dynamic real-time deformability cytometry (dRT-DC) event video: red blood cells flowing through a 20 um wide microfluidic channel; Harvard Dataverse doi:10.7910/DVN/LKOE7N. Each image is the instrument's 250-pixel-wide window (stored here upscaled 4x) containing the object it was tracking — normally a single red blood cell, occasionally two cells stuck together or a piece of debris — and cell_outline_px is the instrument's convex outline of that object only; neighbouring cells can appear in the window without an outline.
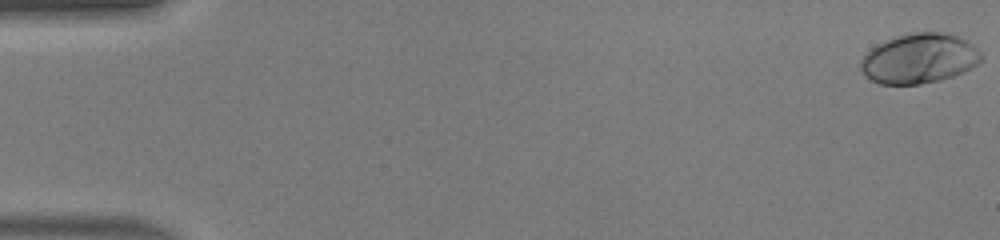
{"species": "human", "species_latin": "Homo sapiens", "temperature_condition": "warm", "stored_images_in_passage": 50, "camera_frame_rate_fps": 3000, "um_per_image_px": 0.085, "donor": {"sex": "male"}, "frame": {"image": 1, "passage_image": 1, "time_ms": 0.0, "image_size_px": [1000, 240], "cell_outline_px": [[980, 60], [976, 64], [964, 72], [940, 80], [920, 84], [880, 84], [864, 76], [860, 68], [860, 60], [876, 44], [896, 36], [916, 32], [940, 32], [956, 36], [972, 44], [980, 52]], "centroid_in_image_um": [78.09, 4.98], "position_along_channel_um": 6.9, "area_um2": 34.74}}
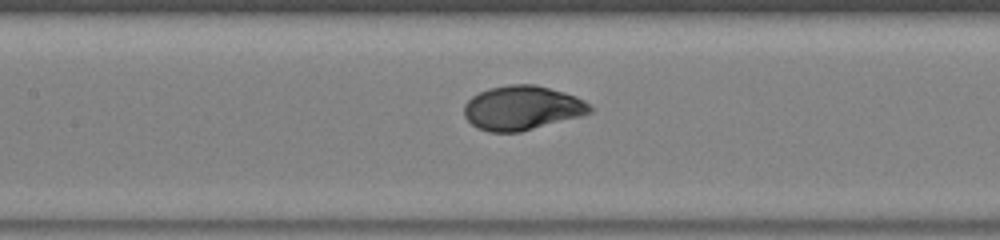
{"frame": {"image": 2, "passage_image": 24, "time_ms": 7.667, "image_size_px": [1000, 240], "cell_outline_px": [[592, 112], [580, 116], [520, 132], [488, 132], [476, 128], [464, 116], [464, 104], [472, 96], [488, 88], [508, 84], [536, 84], [564, 92], [576, 96], [592, 104]], "centroid_in_image_um": [44.37, 9.17], "position_along_channel_um": 163.0, "area_um2": 32.66}}
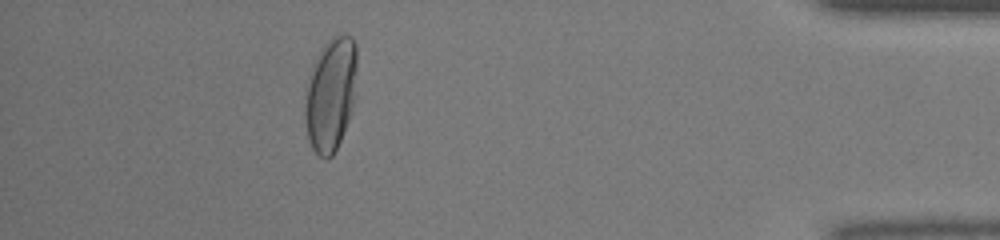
{"frame": {"image": 3, "passage_image": 45, "time_ms": 14.667, "image_size_px": [1000, 240], "cell_outline_px": [[356, 96], [352, 112], [340, 140], [332, 156], [328, 160], [320, 156], [312, 148], [308, 140], [304, 120], [304, 88], [312, 64], [320, 48], [332, 36], [344, 32], [352, 36], [356, 44]], "centroid_in_image_um": [28.09, 7.97], "position_along_channel_um": 407.1, "area_um2": 35.55}, "authors_computed_cell_mechanics": {"area_um2": 32.4836, "velocity_mm_per_s": 4.2005, "shape_relaxation_time_tau1_ms": 3.1353, "shape_relaxation_time_tau2_ms": null, "deformation_change_tau1": 0.1885, "deformation_change_tau2": null}}